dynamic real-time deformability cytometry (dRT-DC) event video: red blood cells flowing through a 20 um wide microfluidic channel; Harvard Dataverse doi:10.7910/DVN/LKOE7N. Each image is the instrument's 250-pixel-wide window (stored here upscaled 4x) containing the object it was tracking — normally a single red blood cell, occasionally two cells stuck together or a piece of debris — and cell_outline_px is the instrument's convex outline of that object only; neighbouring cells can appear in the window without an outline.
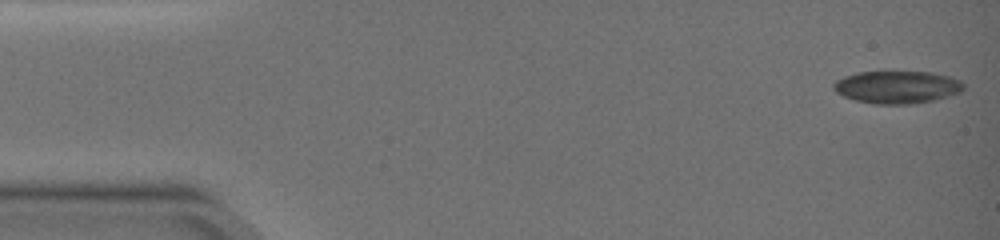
{"species": "common noctule bat (a hibernating species)", "species_latin": "Nyctalus noctula", "temperature_condition": "warm", "stored_images_in_passage": 28, "camera_frame_rate_fps": 3000, "um_per_image_px": 0.085, "animal": {"sex": "female", "body_mass_g": 19.0, "forearm_length_mm": 51.5}, "frame": {"image": 1, "passage_image": 1, "time_ms": 0.0, "image_size_px": [1000, 240], "cell_outline_px": [[964, 88], [960, 92], [948, 96], [932, 100], [912, 104], [872, 104], [856, 100], [844, 96], [836, 92], [832, 88], [832, 84], [836, 80], [844, 76], [856, 72], [932, 72], [948, 76], [960, 80], [964, 84]], "centroid_in_image_um": [76.23, 7.4], "position_along_channel_um": 8.8, "area_um2": 24.68}}
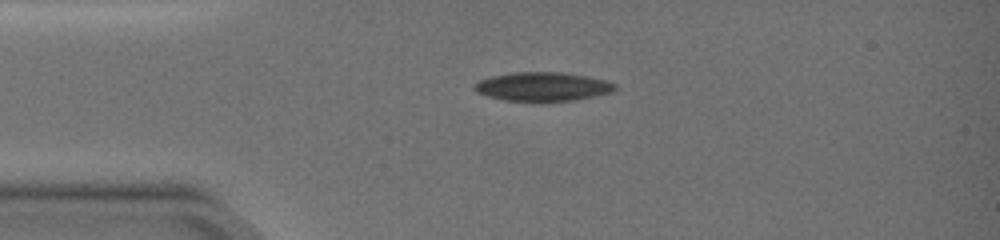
{"frame": {"image": 2, "passage_image": 20, "time_ms": 3.667, "image_size_px": [1000, 240], "cell_outline_px": [[616, 88], [612, 92], [576, 100], [504, 100], [488, 96], [476, 92], [472, 88], [472, 84], [480, 80], [492, 76], [512, 72], [560, 72], [588, 76], [608, 80], [616, 84]], "centroid_in_image_um": [46.12, 7.34], "position_along_channel_um": 38.9, "area_um2": 23.52}}